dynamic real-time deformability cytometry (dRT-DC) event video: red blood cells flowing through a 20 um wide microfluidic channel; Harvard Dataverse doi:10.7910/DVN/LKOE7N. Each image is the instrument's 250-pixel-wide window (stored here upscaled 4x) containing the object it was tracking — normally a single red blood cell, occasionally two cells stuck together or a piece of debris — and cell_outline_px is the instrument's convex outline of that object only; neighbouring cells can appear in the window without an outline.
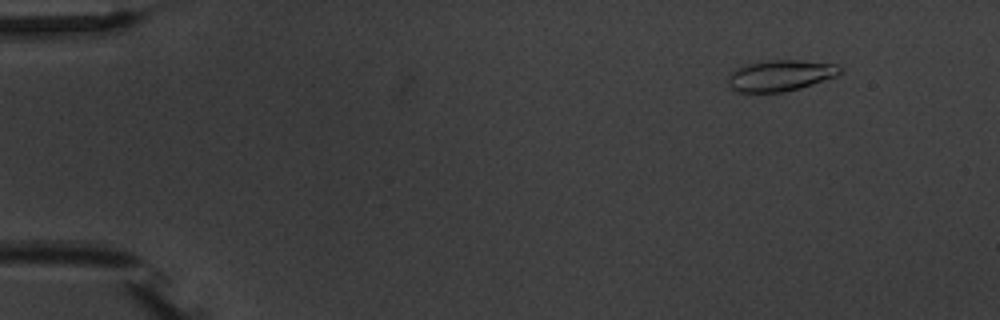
{"species": "common noctule bat (a hibernating species)", "species_latin": "Nyctalus noctula", "temperature_condition": "warm", "stored_images_in_passage": 4, "camera_frame_rate_fps": 3000, "um_per_image_px": 0.085, "animal": {"sex": "male", "body_mass_g": 20.1, "forearm_length_mm": 53.5}, "frame": {"image": 1, "passage_image": 2, "time_ms": 1.0, "image_size_px": [1000, 320], "cell_outline_px": [[844, 68], [836, 76], [800, 88], [784, 92], [736, 92], [728, 84], [728, 76], [736, 68], [748, 64], [768, 60], [796, 60], [836, 64]], "centroid_in_image_um": [66.33, 6.42], "position_along_channel_um": 18.7, "area_um2": 20.17}}